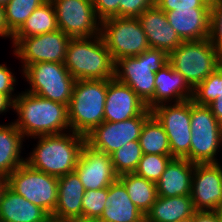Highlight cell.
I'll return each instance as SVG.
<instances>
[{"mask_svg":"<svg viewBox=\"0 0 222 222\" xmlns=\"http://www.w3.org/2000/svg\"><path fill=\"white\" fill-rule=\"evenodd\" d=\"M13 111L18 116L13 123L26 139L71 131L67 105L26 90L16 97Z\"/></svg>","mask_w":222,"mask_h":222,"instance_id":"cell-1","label":"cell"},{"mask_svg":"<svg viewBox=\"0 0 222 222\" xmlns=\"http://www.w3.org/2000/svg\"><path fill=\"white\" fill-rule=\"evenodd\" d=\"M37 144L25 163L43 173L56 177L73 172L77 166L86 137L68 131L61 134L33 137Z\"/></svg>","mask_w":222,"mask_h":222,"instance_id":"cell-2","label":"cell"},{"mask_svg":"<svg viewBox=\"0 0 222 222\" xmlns=\"http://www.w3.org/2000/svg\"><path fill=\"white\" fill-rule=\"evenodd\" d=\"M64 65L75 80L115 78V61L101 37L71 38Z\"/></svg>","mask_w":222,"mask_h":222,"instance_id":"cell-3","label":"cell"},{"mask_svg":"<svg viewBox=\"0 0 222 222\" xmlns=\"http://www.w3.org/2000/svg\"><path fill=\"white\" fill-rule=\"evenodd\" d=\"M168 62L165 51L148 48L138 56L117 60L115 79L129 86L151 110L154 108L155 73Z\"/></svg>","mask_w":222,"mask_h":222,"instance_id":"cell-4","label":"cell"},{"mask_svg":"<svg viewBox=\"0 0 222 222\" xmlns=\"http://www.w3.org/2000/svg\"><path fill=\"white\" fill-rule=\"evenodd\" d=\"M108 80H75L68 105L70 130L87 136L104 122Z\"/></svg>","mask_w":222,"mask_h":222,"instance_id":"cell-5","label":"cell"},{"mask_svg":"<svg viewBox=\"0 0 222 222\" xmlns=\"http://www.w3.org/2000/svg\"><path fill=\"white\" fill-rule=\"evenodd\" d=\"M168 58L193 89L221 66L220 53L209 39L183 41Z\"/></svg>","mask_w":222,"mask_h":222,"instance_id":"cell-6","label":"cell"},{"mask_svg":"<svg viewBox=\"0 0 222 222\" xmlns=\"http://www.w3.org/2000/svg\"><path fill=\"white\" fill-rule=\"evenodd\" d=\"M191 144L189 161L192 163H219L222 147V124L208 106L197 105L191 99Z\"/></svg>","mask_w":222,"mask_h":222,"instance_id":"cell-7","label":"cell"},{"mask_svg":"<svg viewBox=\"0 0 222 222\" xmlns=\"http://www.w3.org/2000/svg\"><path fill=\"white\" fill-rule=\"evenodd\" d=\"M30 87L28 93L69 105L75 79L64 63L38 62L21 71Z\"/></svg>","mask_w":222,"mask_h":222,"instance_id":"cell-8","label":"cell"},{"mask_svg":"<svg viewBox=\"0 0 222 222\" xmlns=\"http://www.w3.org/2000/svg\"><path fill=\"white\" fill-rule=\"evenodd\" d=\"M100 35L115 62L138 56L150 48L138 18H106L101 21Z\"/></svg>","mask_w":222,"mask_h":222,"instance_id":"cell-9","label":"cell"},{"mask_svg":"<svg viewBox=\"0 0 222 222\" xmlns=\"http://www.w3.org/2000/svg\"><path fill=\"white\" fill-rule=\"evenodd\" d=\"M7 182L16 194L39 206L51 217L57 206L58 177L24 163L7 177Z\"/></svg>","mask_w":222,"mask_h":222,"instance_id":"cell-10","label":"cell"},{"mask_svg":"<svg viewBox=\"0 0 222 222\" xmlns=\"http://www.w3.org/2000/svg\"><path fill=\"white\" fill-rule=\"evenodd\" d=\"M168 136L171 156L189 161L191 144V99L179 103H164L151 109Z\"/></svg>","mask_w":222,"mask_h":222,"instance_id":"cell-11","label":"cell"},{"mask_svg":"<svg viewBox=\"0 0 222 222\" xmlns=\"http://www.w3.org/2000/svg\"><path fill=\"white\" fill-rule=\"evenodd\" d=\"M70 40V36L58 29L38 36L12 37L11 43L23 71L28 65L38 62L64 63Z\"/></svg>","mask_w":222,"mask_h":222,"instance_id":"cell-12","label":"cell"},{"mask_svg":"<svg viewBox=\"0 0 222 222\" xmlns=\"http://www.w3.org/2000/svg\"><path fill=\"white\" fill-rule=\"evenodd\" d=\"M58 28L71 38L92 37L100 34L101 20L93 3L88 0H51Z\"/></svg>","mask_w":222,"mask_h":222,"instance_id":"cell-13","label":"cell"},{"mask_svg":"<svg viewBox=\"0 0 222 222\" xmlns=\"http://www.w3.org/2000/svg\"><path fill=\"white\" fill-rule=\"evenodd\" d=\"M151 115V110L147 108L141 115L125 121H104L85 136L86 143L98 151L111 155L124 144L139 140L142 126Z\"/></svg>","mask_w":222,"mask_h":222,"instance_id":"cell-14","label":"cell"},{"mask_svg":"<svg viewBox=\"0 0 222 222\" xmlns=\"http://www.w3.org/2000/svg\"><path fill=\"white\" fill-rule=\"evenodd\" d=\"M190 196L196 211H222L220 162L195 164Z\"/></svg>","mask_w":222,"mask_h":222,"instance_id":"cell-15","label":"cell"},{"mask_svg":"<svg viewBox=\"0 0 222 222\" xmlns=\"http://www.w3.org/2000/svg\"><path fill=\"white\" fill-rule=\"evenodd\" d=\"M74 171L79 176L85 190L106 188L118 179L111 156L92 148L87 143L82 147Z\"/></svg>","mask_w":222,"mask_h":222,"instance_id":"cell-16","label":"cell"},{"mask_svg":"<svg viewBox=\"0 0 222 222\" xmlns=\"http://www.w3.org/2000/svg\"><path fill=\"white\" fill-rule=\"evenodd\" d=\"M146 109L147 106L129 86L115 78L108 79L104 121H125L141 115Z\"/></svg>","mask_w":222,"mask_h":222,"instance_id":"cell-17","label":"cell"},{"mask_svg":"<svg viewBox=\"0 0 222 222\" xmlns=\"http://www.w3.org/2000/svg\"><path fill=\"white\" fill-rule=\"evenodd\" d=\"M147 36L150 48L165 51L168 55L183 42L168 23L167 16L156 4L138 17Z\"/></svg>","mask_w":222,"mask_h":222,"instance_id":"cell-18","label":"cell"},{"mask_svg":"<svg viewBox=\"0 0 222 222\" xmlns=\"http://www.w3.org/2000/svg\"><path fill=\"white\" fill-rule=\"evenodd\" d=\"M168 23L182 41L208 39L210 8L175 9L165 12Z\"/></svg>","mask_w":222,"mask_h":222,"instance_id":"cell-19","label":"cell"},{"mask_svg":"<svg viewBox=\"0 0 222 222\" xmlns=\"http://www.w3.org/2000/svg\"><path fill=\"white\" fill-rule=\"evenodd\" d=\"M85 188L75 171L58 177L57 206L51 215L52 222L82 217V199Z\"/></svg>","mask_w":222,"mask_h":222,"instance_id":"cell-20","label":"cell"},{"mask_svg":"<svg viewBox=\"0 0 222 222\" xmlns=\"http://www.w3.org/2000/svg\"><path fill=\"white\" fill-rule=\"evenodd\" d=\"M195 163L184 158H172L156 182L160 197H176L191 194Z\"/></svg>","mask_w":222,"mask_h":222,"instance_id":"cell-21","label":"cell"},{"mask_svg":"<svg viewBox=\"0 0 222 222\" xmlns=\"http://www.w3.org/2000/svg\"><path fill=\"white\" fill-rule=\"evenodd\" d=\"M105 206L101 222H145V214L131 201L119 179L108 186Z\"/></svg>","mask_w":222,"mask_h":222,"instance_id":"cell-22","label":"cell"},{"mask_svg":"<svg viewBox=\"0 0 222 222\" xmlns=\"http://www.w3.org/2000/svg\"><path fill=\"white\" fill-rule=\"evenodd\" d=\"M193 88L168 62L155 73L154 107L192 99Z\"/></svg>","mask_w":222,"mask_h":222,"instance_id":"cell-23","label":"cell"},{"mask_svg":"<svg viewBox=\"0 0 222 222\" xmlns=\"http://www.w3.org/2000/svg\"><path fill=\"white\" fill-rule=\"evenodd\" d=\"M0 220L3 222H52L39 206L16 194L8 186L0 201Z\"/></svg>","mask_w":222,"mask_h":222,"instance_id":"cell-24","label":"cell"},{"mask_svg":"<svg viewBox=\"0 0 222 222\" xmlns=\"http://www.w3.org/2000/svg\"><path fill=\"white\" fill-rule=\"evenodd\" d=\"M24 139L13 122L0 124V175L8 177L25 163L26 158L21 156Z\"/></svg>","mask_w":222,"mask_h":222,"instance_id":"cell-25","label":"cell"},{"mask_svg":"<svg viewBox=\"0 0 222 222\" xmlns=\"http://www.w3.org/2000/svg\"><path fill=\"white\" fill-rule=\"evenodd\" d=\"M196 210L190 195L160 197L145 215V222H178L194 216Z\"/></svg>","mask_w":222,"mask_h":222,"instance_id":"cell-26","label":"cell"},{"mask_svg":"<svg viewBox=\"0 0 222 222\" xmlns=\"http://www.w3.org/2000/svg\"><path fill=\"white\" fill-rule=\"evenodd\" d=\"M56 12L51 0H47L27 18L13 37H30L58 30Z\"/></svg>","mask_w":222,"mask_h":222,"instance_id":"cell-27","label":"cell"},{"mask_svg":"<svg viewBox=\"0 0 222 222\" xmlns=\"http://www.w3.org/2000/svg\"><path fill=\"white\" fill-rule=\"evenodd\" d=\"M118 179L126 187L131 201L146 215L158 197L156 183L134 172L122 174Z\"/></svg>","mask_w":222,"mask_h":222,"instance_id":"cell-28","label":"cell"},{"mask_svg":"<svg viewBox=\"0 0 222 222\" xmlns=\"http://www.w3.org/2000/svg\"><path fill=\"white\" fill-rule=\"evenodd\" d=\"M139 144L143 154L171 155L167 133L153 115L142 126Z\"/></svg>","mask_w":222,"mask_h":222,"instance_id":"cell-29","label":"cell"},{"mask_svg":"<svg viewBox=\"0 0 222 222\" xmlns=\"http://www.w3.org/2000/svg\"><path fill=\"white\" fill-rule=\"evenodd\" d=\"M47 0H9L5 7L8 30L14 34L27 18Z\"/></svg>","mask_w":222,"mask_h":222,"instance_id":"cell-30","label":"cell"},{"mask_svg":"<svg viewBox=\"0 0 222 222\" xmlns=\"http://www.w3.org/2000/svg\"><path fill=\"white\" fill-rule=\"evenodd\" d=\"M142 155L139 140L124 144L110 155L115 173L120 176L122 174L135 172Z\"/></svg>","mask_w":222,"mask_h":222,"instance_id":"cell-31","label":"cell"},{"mask_svg":"<svg viewBox=\"0 0 222 222\" xmlns=\"http://www.w3.org/2000/svg\"><path fill=\"white\" fill-rule=\"evenodd\" d=\"M222 92V65L193 89L192 101L197 105L208 106Z\"/></svg>","mask_w":222,"mask_h":222,"instance_id":"cell-32","label":"cell"},{"mask_svg":"<svg viewBox=\"0 0 222 222\" xmlns=\"http://www.w3.org/2000/svg\"><path fill=\"white\" fill-rule=\"evenodd\" d=\"M172 158L171 155L143 154L134 173L156 183Z\"/></svg>","mask_w":222,"mask_h":222,"instance_id":"cell-33","label":"cell"},{"mask_svg":"<svg viewBox=\"0 0 222 222\" xmlns=\"http://www.w3.org/2000/svg\"><path fill=\"white\" fill-rule=\"evenodd\" d=\"M108 196V187L98 190H85L82 199V217L99 219Z\"/></svg>","mask_w":222,"mask_h":222,"instance_id":"cell-34","label":"cell"},{"mask_svg":"<svg viewBox=\"0 0 222 222\" xmlns=\"http://www.w3.org/2000/svg\"><path fill=\"white\" fill-rule=\"evenodd\" d=\"M209 41L219 52H222V0H211Z\"/></svg>","mask_w":222,"mask_h":222,"instance_id":"cell-35","label":"cell"},{"mask_svg":"<svg viewBox=\"0 0 222 222\" xmlns=\"http://www.w3.org/2000/svg\"><path fill=\"white\" fill-rule=\"evenodd\" d=\"M154 5V0H120L119 17L138 18L144 10Z\"/></svg>","mask_w":222,"mask_h":222,"instance_id":"cell-36","label":"cell"},{"mask_svg":"<svg viewBox=\"0 0 222 222\" xmlns=\"http://www.w3.org/2000/svg\"><path fill=\"white\" fill-rule=\"evenodd\" d=\"M211 0H159L156 5L164 12L175 9L210 8Z\"/></svg>","mask_w":222,"mask_h":222,"instance_id":"cell-37","label":"cell"},{"mask_svg":"<svg viewBox=\"0 0 222 222\" xmlns=\"http://www.w3.org/2000/svg\"><path fill=\"white\" fill-rule=\"evenodd\" d=\"M120 0H95L93 6L97 17L102 21L110 17H119Z\"/></svg>","mask_w":222,"mask_h":222,"instance_id":"cell-38","label":"cell"},{"mask_svg":"<svg viewBox=\"0 0 222 222\" xmlns=\"http://www.w3.org/2000/svg\"><path fill=\"white\" fill-rule=\"evenodd\" d=\"M11 69L5 64H0V93L8 95L13 101H15L17 94L14 93V86L16 84V76L10 71Z\"/></svg>","mask_w":222,"mask_h":222,"instance_id":"cell-39","label":"cell"},{"mask_svg":"<svg viewBox=\"0 0 222 222\" xmlns=\"http://www.w3.org/2000/svg\"><path fill=\"white\" fill-rule=\"evenodd\" d=\"M194 222H222V211H196Z\"/></svg>","mask_w":222,"mask_h":222,"instance_id":"cell-40","label":"cell"},{"mask_svg":"<svg viewBox=\"0 0 222 222\" xmlns=\"http://www.w3.org/2000/svg\"><path fill=\"white\" fill-rule=\"evenodd\" d=\"M0 37L9 38L11 41L13 37L6 24L5 7L3 5H0Z\"/></svg>","mask_w":222,"mask_h":222,"instance_id":"cell-41","label":"cell"},{"mask_svg":"<svg viewBox=\"0 0 222 222\" xmlns=\"http://www.w3.org/2000/svg\"><path fill=\"white\" fill-rule=\"evenodd\" d=\"M208 107L211 109V112L216 119L222 124V92L217 100L210 103Z\"/></svg>","mask_w":222,"mask_h":222,"instance_id":"cell-42","label":"cell"},{"mask_svg":"<svg viewBox=\"0 0 222 222\" xmlns=\"http://www.w3.org/2000/svg\"><path fill=\"white\" fill-rule=\"evenodd\" d=\"M9 108H14V101L8 95L0 93V114L7 112Z\"/></svg>","mask_w":222,"mask_h":222,"instance_id":"cell-43","label":"cell"},{"mask_svg":"<svg viewBox=\"0 0 222 222\" xmlns=\"http://www.w3.org/2000/svg\"><path fill=\"white\" fill-rule=\"evenodd\" d=\"M62 222H101V221L97 218L76 217V218L66 219Z\"/></svg>","mask_w":222,"mask_h":222,"instance_id":"cell-44","label":"cell"},{"mask_svg":"<svg viewBox=\"0 0 222 222\" xmlns=\"http://www.w3.org/2000/svg\"><path fill=\"white\" fill-rule=\"evenodd\" d=\"M8 186L7 177L0 175V201L4 190Z\"/></svg>","mask_w":222,"mask_h":222,"instance_id":"cell-45","label":"cell"},{"mask_svg":"<svg viewBox=\"0 0 222 222\" xmlns=\"http://www.w3.org/2000/svg\"><path fill=\"white\" fill-rule=\"evenodd\" d=\"M178 222H194V216H191V217L186 218V219H182Z\"/></svg>","mask_w":222,"mask_h":222,"instance_id":"cell-46","label":"cell"},{"mask_svg":"<svg viewBox=\"0 0 222 222\" xmlns=\"http://www.w3.org/2000/svg\"><path fill=\"white\" fill-rule=\"evenodd\" d=\"M9 0H0V5L5 6Z\"/></svg>","mask_w":222,"mask_h":222,"instance_id":"cell-47","label":"cell"},{"mask_svg":"<svg viewBox=\"0 0 222 222\" xmlns=\"http://www.w3.org/2000/svg\"><path fill=\"white\" fill-rule=\"evenodd\" d=\"M220 60H221V65H222V52L220 53Z\"/></svg>","mask_w":222,"mask_h":222,"instance_id":"cell-48","label":"cell"}]
</instances>
